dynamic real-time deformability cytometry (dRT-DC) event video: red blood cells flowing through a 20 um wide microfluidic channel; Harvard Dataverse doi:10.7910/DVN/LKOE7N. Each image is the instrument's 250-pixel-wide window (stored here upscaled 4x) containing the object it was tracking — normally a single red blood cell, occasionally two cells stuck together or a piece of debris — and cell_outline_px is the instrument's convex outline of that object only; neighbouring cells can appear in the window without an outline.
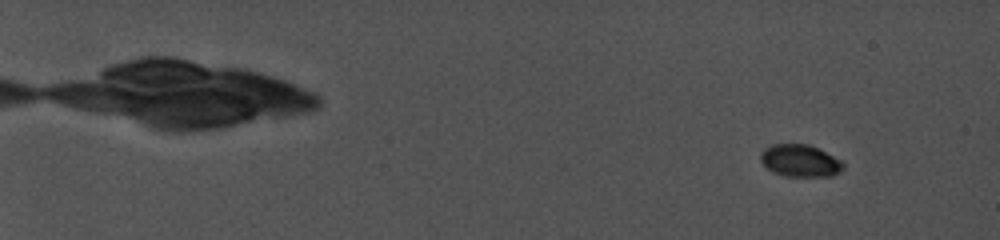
{"species": "common noctule bat (a hibernating species)", "species_latin": "Nyctalus noctula", "temperature_condition": "cold", "stored_images_in_passage": 23, "camera_frame_rate_fps": 5000, "um_per_image_px": 0.085, "animal": {"sex": "female", "body_mass_g": 19.0, "forearm_length_mm": 56.7}, "frame": {"image": 1, "passage_image": 9, "time_ms": 2.6, "image_size_px": [1000, 240], "cell_outline_px": [[844, 168], [840, 172], [832, 176], [784, 176], [772, 172], [760, 160], [760, 152], [764, 148], [772, 144], [808, 144], [840, 160], [844, 164]], "centroid_in_image_um": [67.98, 13.66], "position_along_channel_um": 17.0, "area_um2": 15.43}}
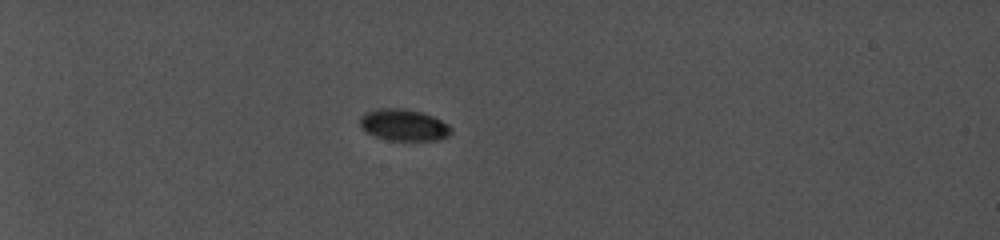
{"frame": {"image": 2, "passage_image": 19, "time_ms": 8.0, "image_size_px": [1000, 240], "cell_outline_px": [[452, 132], [448, 136], [440, 140], [388, 140], [364, 132], [360, 124], [360, 116], [364, 112], [376, 108], [404, 108], [420, 112], [432, 116], [448, 124], [452, 128]], "centroid_in_image_um": [34.29, 10.62], "position_along_channel_um": 50.7, "area_um2": 16.94}}
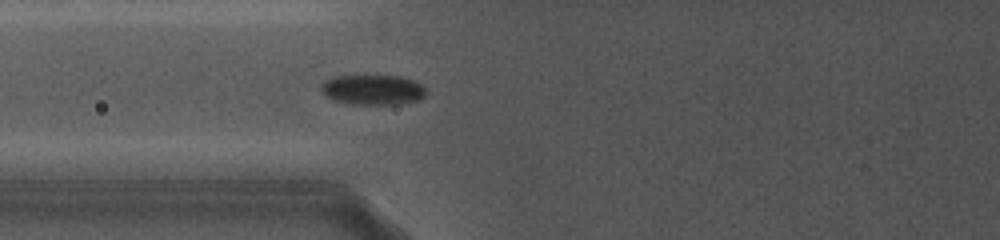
{"frame": {"image": 3, "passage_image": 23, "time_ms": 11.0, "image_size_px": [1000, 240], "cell_outline_px": [[424, 96], [416, 100], [400, 104], [348, 104], [332, 100], [320, 92], [320, 84], [324, 80], [332, 76], [400, 76], [416, 80], [424, 88]], "centroid_in_image_um": [31.61, 7.62], "position_along_channel_um": 94.2, "area_um2": 18.55}}